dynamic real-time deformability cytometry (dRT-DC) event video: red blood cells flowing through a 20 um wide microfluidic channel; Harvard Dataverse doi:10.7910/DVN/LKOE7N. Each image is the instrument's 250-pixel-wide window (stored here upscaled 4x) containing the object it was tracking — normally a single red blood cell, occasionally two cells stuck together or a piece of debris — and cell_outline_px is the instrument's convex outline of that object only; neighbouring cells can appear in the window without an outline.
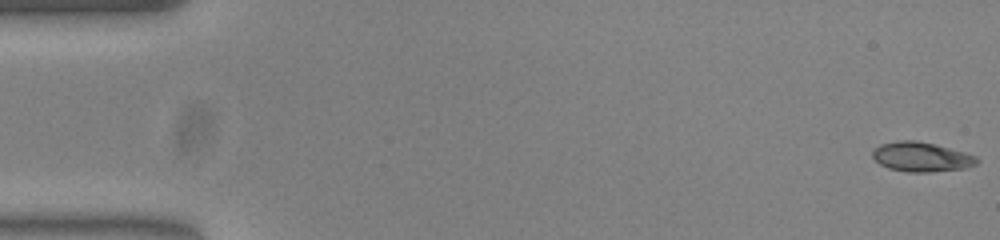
{"species": "common noctule bat (a hibernating species)", "species_latin": "Nyctalus noctula", "temperature_condition": "warm", "stored_images_in_passage": 53, "camera_frame_rate_fps": 3000, "um_per_image_px": 0.085, "animal": {"sex": "female", "body_mass_g": 23.0, "forearm_length_mm": 53.4}, "frame": {"image": 1, "passage_image": 1, "time_ms": 0.0, "image_size_px": [1000, 240], "cell_outline_px": [[980, 160], [976, 164], [964, 168], [932, 172], [908, 172], [888, 168], [880, 164], [872, 156], [872, 152], [880, 144], [896, 140], [916, 140], [936, 144], [964, 152], [976, 156]], "centroid_in_image_um": [78.32, 13.33], "position_along_channel_um": 6.7, "area_um2": 18.03}}
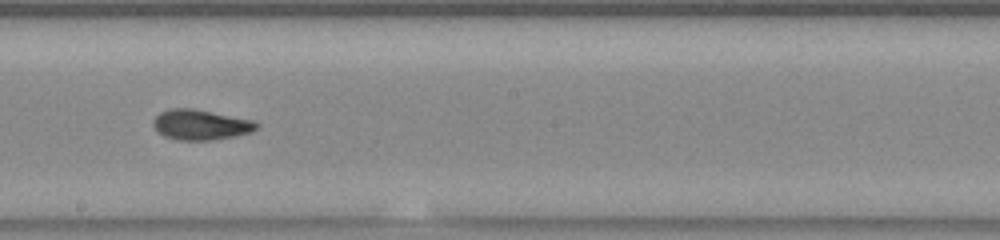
{"frame": {"image": 2, "passage_image": 30, "time_ms": 9.667, "image_size_px": [1000, 240], "cell_outline_px": [[260, 124], [252, 132], [236, 136], [212, 140], [176, 140], [164, 136], [152, 124], [152, 120], [160, 112], [168, 108], [192, 108], [256, 120]], "centroid_in_image_um": [17.08, 10.59], "position_along_channel_um": 231.1, "area_um2": 18.44}}
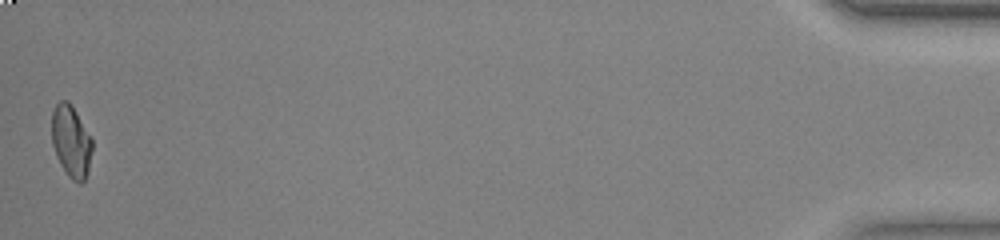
{"frame": {"image": 3, "passage_image": 53, "time_ms": 17.333, "image_size_px": [1000, 240], "cell_outline_px": [[92, 148], [88, 172], [84, 180], [80, 184], [72, 180], [68, 176], [60, 164], [56, 156], [52, 144], [52, 112], [56, 104], [60, 100], [68, 100], [72, 104], [92, 136]], "centroid_in_image_um": [6.05, 11.99], "position_along_channel_um": 429.1, "area_um2": 17.28}, "authors_computed_cell_mechanics": {"area_um2": 17.5712, "velocity_mm_per_s": 3.8703, "shape_relaxation_time_tau1_ms": 5.2763, "shape_relaxation_time_tau2_ms": 1.269, "deformation_change_tau1": 0.2089, "deformation_change_tau2": 0.0549}}